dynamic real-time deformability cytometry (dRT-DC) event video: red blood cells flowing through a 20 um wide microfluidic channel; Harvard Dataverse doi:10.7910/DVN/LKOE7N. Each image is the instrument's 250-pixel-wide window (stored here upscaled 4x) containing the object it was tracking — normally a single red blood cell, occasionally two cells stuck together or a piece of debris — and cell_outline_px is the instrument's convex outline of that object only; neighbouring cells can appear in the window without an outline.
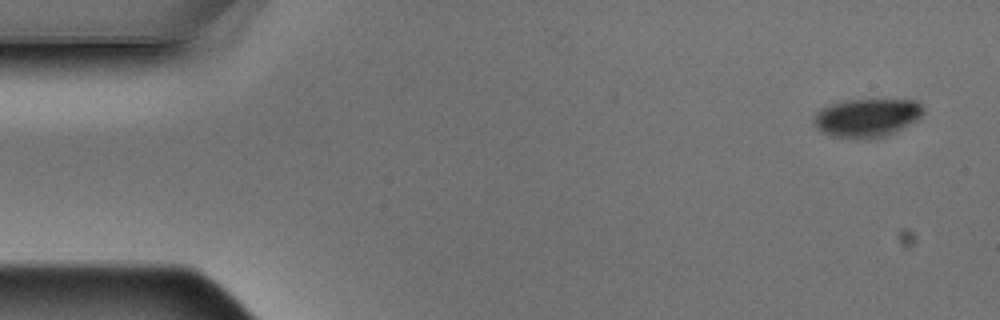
{"species": "Egyptian fruit bat (a non-hibernating species)", "species_latin": "Rousettus aegyptiacus", "temperature_condition": "warm", "stored_images_in_passage": 5, "camera_frame_rate_fps": 3000, "um_per_image_px": 0.085, "animal": {"sex": "male"}, "frame": {"image": 1, "passage_image": 1, "time_ms": 0.0, "image_size_px": [1000, 320], "cell_outline_px": [[924, 112], [916, 120], [888, 136], [868, 140], [856, 140], [832, 136], [816, 128], [812, 124], [812, 120], [816, 112], [820, 108], [828, 104], [844, 100], [916, 100], [924, 108]], "centroid_in_image_um": [73.64, 10.03], "position_along_channel_um": 11.4, "area_um2": 25.03}}
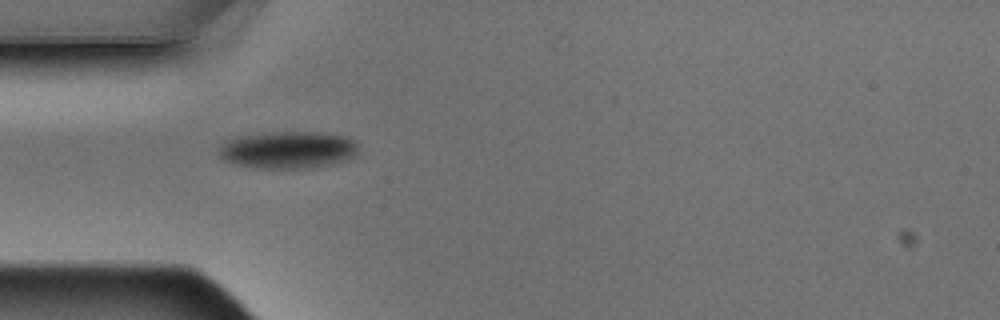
{"frame": {"image": 2, "passage_image": 4, "time_ms": 1.0, "image_size_px": [1000, 320], "cell_outline_px": [[360, 152], [356, 156], [332, 164], [312, 168], [252, 168], [236, 164], [224, 160], [220, 156], [220, 148], [228, 140], [236, 136], [284, 132], [320, 132], [348, 136], [356, 144]], "centroid_in_image_um": [24.54, 12.75], "position_along_channel_um": 60.5, "area_um2": 30.23}}
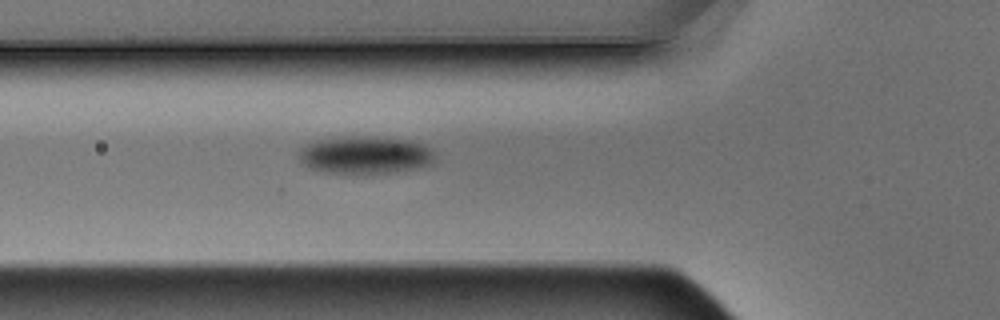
{"frame": {"image": 3, "passage_image": 5, "time_ms": 1.333, "image_size_px": [1000, 320], "cell_outline_px": [[436, 160], [432, 164], [416, 168], [372, 176], [356, 176], [320, 172], [308, 168], [296, 156], [300, 148], [316, 140], [340, 136], [372, 136], [408, 140], [432, 148], [436, 156]], "centroid_in_image_um": [31.0, 13.22], "position_along_channel_um": 94.8, "area_um2": 31.27}}